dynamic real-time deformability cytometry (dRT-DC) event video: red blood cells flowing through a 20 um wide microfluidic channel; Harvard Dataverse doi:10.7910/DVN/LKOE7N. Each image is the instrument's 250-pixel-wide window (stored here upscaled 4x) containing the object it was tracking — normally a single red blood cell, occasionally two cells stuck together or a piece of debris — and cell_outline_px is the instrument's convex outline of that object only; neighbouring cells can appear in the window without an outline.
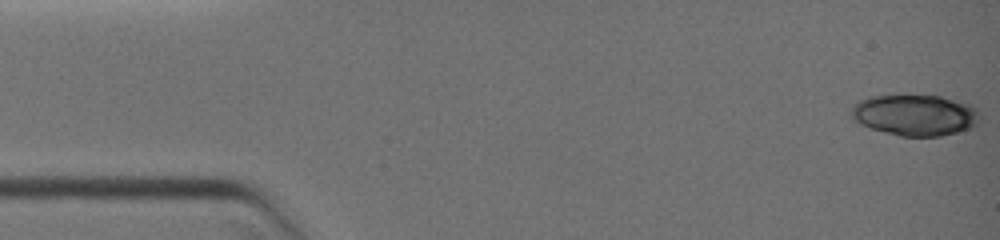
{"species": "common noctule bat (a hibernating species)", "species_latin": "Nyctalus noctula", "temperature_condition": "warm", "stored_images_in_passage": 13, "camera_frame_rate_fps": 3000, "um_per_image_px": 0.085, "animal": {"sex": "female", "body_mass_g": 19.0, "forearm_length_mm": 51.5}, "frame": {"image": 1, "passage_image": 1, "time_ms": 0.0, "image_size_px": [1000, 240], "cell_outline_px": [[976, 124], [972, 128], [940, 136], [900, 136], [884, 132], [872, 128], [852, 120], [848, 116], [848, 112], [860, 100], [868, 96], [900, 92], [904, 92], [940, 96], [968, 104], [976, 108]], "centroid_in_image_um": [77.67, 9.73], "position_along_channel_um": 7.3, "area_um2": 31.5}}
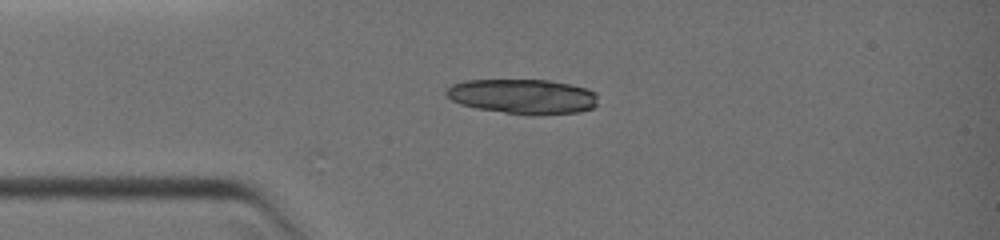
{"frame": {"image": 2, "passage_image": 13, "time_ms": 3.0, "image_size_px": [1000, 240], "cell_outline_px": [[596, 104], [592, 108], [580, 112], [536, 116], [528, 116], [476, 108], [460, 104], [452, 100], [444, 92], [452, 84], [464, 80], [548, 80], [572, 84], [596, 92]], "centroid_in_image_um": [44.44, 8.21], "position_along_channel_um": 40.6, "area_um2": 31.1}}